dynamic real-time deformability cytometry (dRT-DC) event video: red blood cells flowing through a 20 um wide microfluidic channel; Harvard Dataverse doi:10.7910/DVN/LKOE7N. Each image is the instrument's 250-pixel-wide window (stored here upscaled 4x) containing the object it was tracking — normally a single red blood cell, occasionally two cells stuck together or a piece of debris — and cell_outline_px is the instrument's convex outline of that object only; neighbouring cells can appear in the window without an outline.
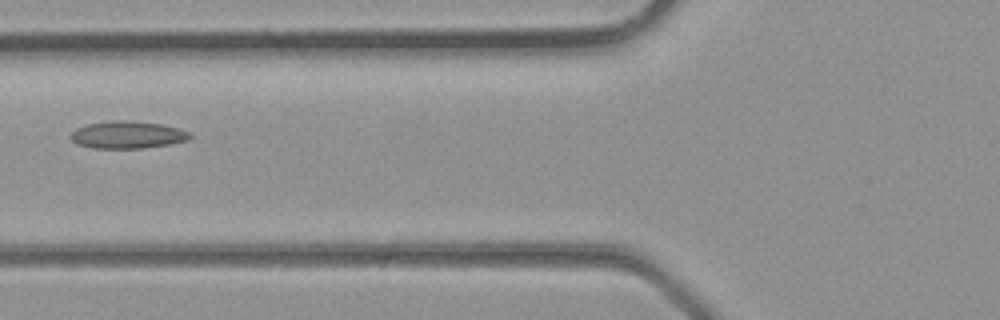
{"species": "common noctule bat (a hibernating species)", "species_latin": "Nyctalus noctula", "temperature_condition": "room temperature", "stored_images_in_passage": 3, "camera_frame_rate_fps": 3000, "um_per_image_px": 0.085, "animal": {"sex": "male", "body_mass_g": 23.1, "forearm_length_mm": 52.7}, "frame": {"image": 1, "passage_image": 3, "time_ms": 0.667, "image_size_px": [1000, 320], "cell_outline_px": [[192, 136], [188, 140], [168, 144], [140, 148], [92, 148], [76, 144], [68, 136], [76, 128], [88, 124], [124, 120], [160, 124], [192, 132]], "centroid_in_image_um": [10.82, 11.47], "position_along_channel_um": 115.0, "area_um2": 18.73}}